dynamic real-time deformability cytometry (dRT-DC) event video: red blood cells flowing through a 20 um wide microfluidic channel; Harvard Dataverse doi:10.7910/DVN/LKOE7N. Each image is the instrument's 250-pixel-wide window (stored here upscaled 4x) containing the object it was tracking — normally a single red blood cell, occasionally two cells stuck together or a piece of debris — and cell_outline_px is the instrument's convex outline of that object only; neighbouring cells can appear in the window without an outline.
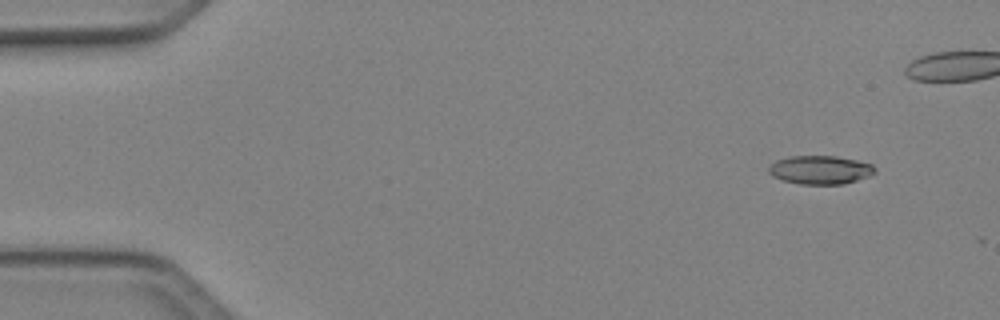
{"species": "Egyptian fruit bat (a non-hibernating species)", "species_latin": "Rousettus aegyptiacus", "temperature_condition": "cold", "stored_images_in_passage": 44, "camera_frame_rate_fps": 3000, "um_per_image_px": 0.085, "animal": {"sex": "female"}, "frame": {"image": 1, "passage_image": 5, "time_ms": 1.333, "image_size_px": [1000, 320], "cell_outline_px": [[876, 172], [868, 176], [844, 184], [800, 184], [784, 180], [772, 176], [768, 172], [768, 164], [776, 160], [788, 156], [836, 156], [856, 160], [872, 164], [876, 168]], "centroid_in_image_um": [69.69, 14.43], "position_along_channel_um": 15.3, "area_um2": 17.74}}
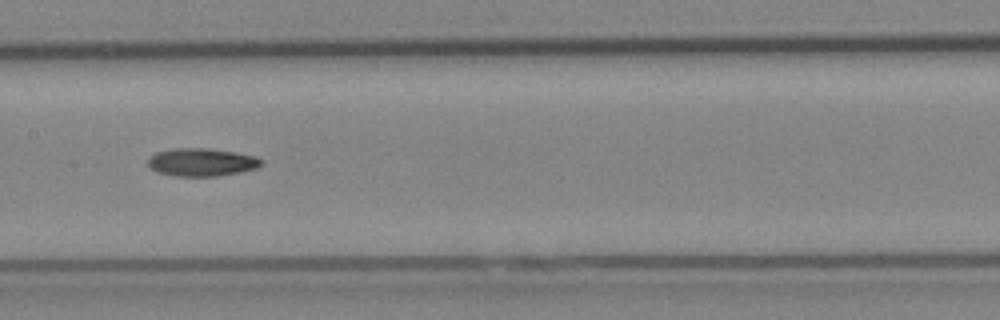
{"frame": {"image": 2, "passage_image": 26, "time_ms": 8.333, "image_size_px": [1000, 320], "cell_outline_px": [[264, 164], [256, 168], [240, 172], [216, 176], [176, 176], [156, 172], [148, 164], [148, 156], [156, 152], [172, 148], [212, 148], [236, 152], [256, 156], [264, 160]], "centroid_in_image_um": [17.16, 13.77], "position_along_channel_um": 190.2, "area_um2": 18.73}}
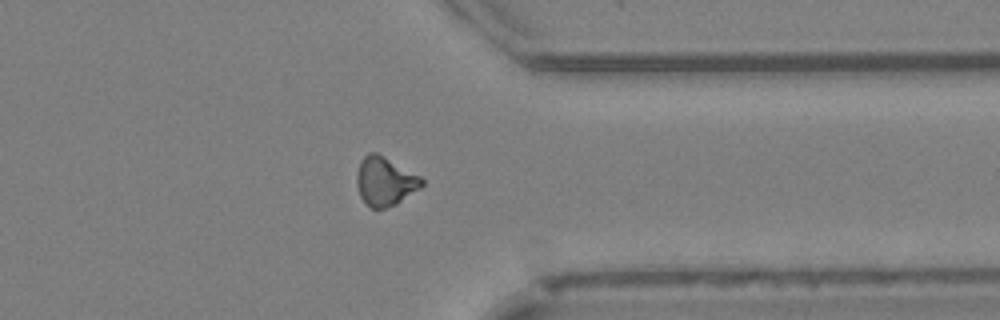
{"frame": {"image": 3, "passage_image": 40, "time_ms": 13.0, "image_size_px": [1000, 320], "cell_outline_px": [[424, 184], [420, 188], [396, 204], [384, 208], [372, 208], [364, 204], [360, 196], [356, 184], [356, 172], [360, 160], [368, 152], [376, 152], [384, 156], [420, 176], [424, 180]], "centroid_in_image_um": [32.69, 15.41], "position_along_channel_um": 378.7, "area_um2": 18.61}}